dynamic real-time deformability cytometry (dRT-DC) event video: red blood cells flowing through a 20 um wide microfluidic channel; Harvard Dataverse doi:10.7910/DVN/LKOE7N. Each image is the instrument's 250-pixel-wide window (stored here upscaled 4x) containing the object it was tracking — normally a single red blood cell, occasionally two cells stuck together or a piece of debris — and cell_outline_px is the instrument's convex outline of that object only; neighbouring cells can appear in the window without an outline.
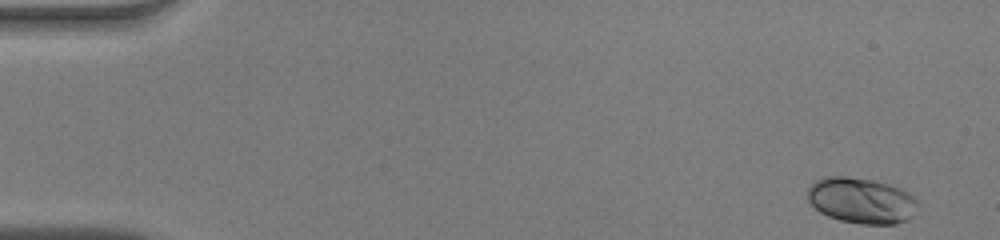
{"species": "human", "species_latin": "Homo sapiens", "temperature_condition": "warm", "stored_images_in_passage": 50, "camera_frame_rate_fps": 3000, "um_per_image_px": 0.085, "donor": {"sex": "male"}, "frame": {"image": 1, "passage_image": 1, "time_ms": 0.0, "image_size_px": [1000, 240], "cell_outline_px": [[920, 204], [904, 220], [896, 224], [860, 224], [840, 220], [828, 216], [820, 212], [808, 200], [808, 188], [816, 180], [828, 176], [844, 176], [872, 180], [888, 184], [900, 188], [908, 192]], "centroid_in_image_um": [73.19, 17.04], "position_along_channel_um": 11.8, "area_um2": 29.07}}
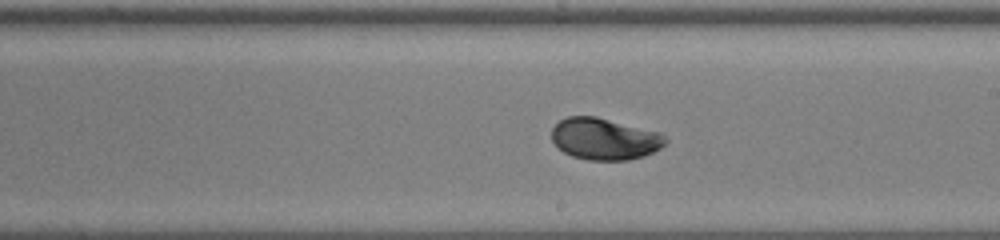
{"frame": {"image": 2, "passage_image": 29, "time_ms": 9.333, "image_size_px": [1000, 240], "cell_outline_px": [[668, 140], [660, 148], [644, 156], [628, 160], [588, 160], [572, 156], [564, 152], [552, 140], [552, 128], [560, 120], [568, 116], [596, 116], [660, 132]], "centroid_in_image_um": [51.39, 11.8], "position_along_channel_um": 237.6, "area_um2": 27.57}}
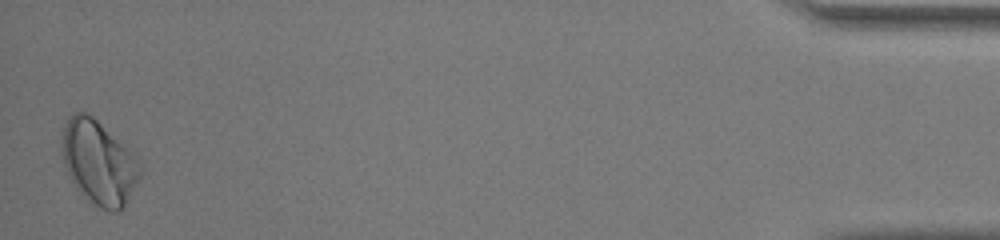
{"frame": {"image": 3, "passage_image": 50, "time_ms": 16.333, "image_size_px": [1000, 240], "cell_outline_px": [[140, 176], [124, 208], [120, 212], [108, 212], [100, 208], [80, 192], [76, 188], [68, 176], [64, 164], [60, 148], [60, 140], [64, 124], [68, 116], [72, 112], [84, 112], [92, 116], [128, 148], [140, 160]], "centroid_in_image_um": [8.36, 13.81], "position_along_channel_um": 426.8, "area_um2": 38.55}, "authors_computed_cell_mechanics": {"area_um2": 27.8018, "velocity_mm_per_s": 3.9716, "shape_relaxation_time_tau1_ms": 3.2537, "shape_relaxation_time_tau2_ms": null, "deformation_change_tau1": 0.1288, "deformation_change_tau2": null}}